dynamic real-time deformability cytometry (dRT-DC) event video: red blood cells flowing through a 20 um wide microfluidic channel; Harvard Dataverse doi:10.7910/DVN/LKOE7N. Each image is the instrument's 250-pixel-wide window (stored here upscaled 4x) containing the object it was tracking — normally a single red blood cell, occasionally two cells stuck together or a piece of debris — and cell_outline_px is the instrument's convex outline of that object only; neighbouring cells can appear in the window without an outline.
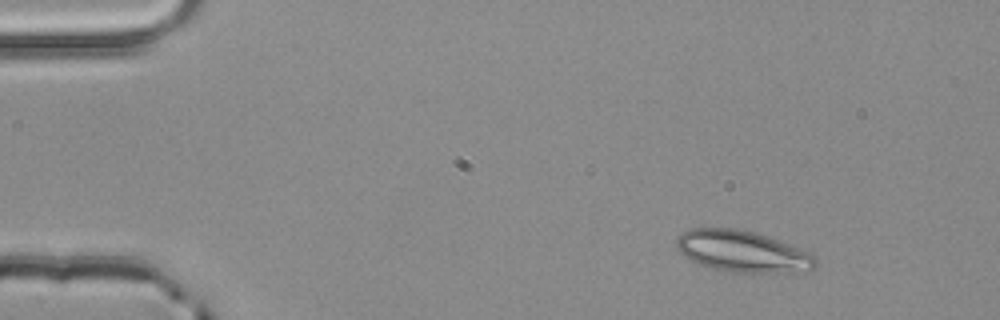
{"species": "common noctule bat (a hibernating species)", "species_latin": "Nyctalus noctula", "temperature_condition": "room temperature", "stored_images_in_passage": 3, "camera_frame_rate_fps": 3000, "um_per_image_px": 0.085, "animal": {"sex": "male", "body_mass_g": 20.4}, "frame": {"image": 1, "passage_image": 1, "time_ms": 0.0, "image_size_px": [1000, 320], "cell_outline_px": [[816, 264], [812, 268], [788, 272], [732, 272], [700, 264], [684, 256], [676, 248], [676, 240], [684, 232], [692, 228], [736, 228], [752, 232], [776, 240], [808, 252], [816, 260]], "centroid_in_image_um": [63.04, 21.36], "position_along_channel_um": 22.0, "area_um2": 32.54}}